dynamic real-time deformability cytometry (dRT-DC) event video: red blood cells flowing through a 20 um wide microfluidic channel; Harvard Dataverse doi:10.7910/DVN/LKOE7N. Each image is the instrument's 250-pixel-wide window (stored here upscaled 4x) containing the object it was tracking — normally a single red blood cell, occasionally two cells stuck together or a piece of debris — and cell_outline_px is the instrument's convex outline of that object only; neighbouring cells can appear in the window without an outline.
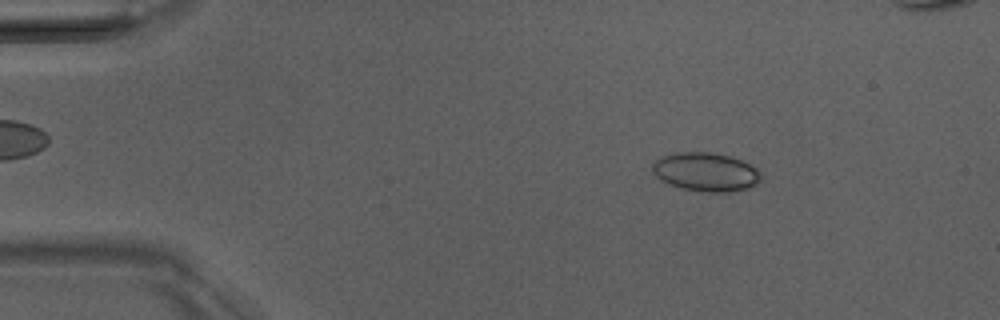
{"species": "Egyptian fruit bat (a non-hibernating species)", "species_latin": "Rousettus aegyptiacus", "temperature_condition": "room temperature", "stored_images_in_passage": 51, "camera_frame_rate_fps": 3000, "um_per_image_px": 0.085, "animal": {"sex": "male"}, "frame": {"image": 1, "passage_image": 7, "time_ms": 2.0, "image_size_px": [1000, 320], "cell_outline_px": [[760, 180], [756, 184], [748, 188], [728, 192], [700, 192], [680, 188], [668, 184], [660, 180], [652, 172], [652, 164], [656, 160], [664, 156], [680, 152], [712, 152], [728, 156], [740, 160], [756, 168], [760, 172]], "centroid_in_image_um": [59.96, 14.63], "position_along_channel_um": 25.0, "area_um2": 24.45}}
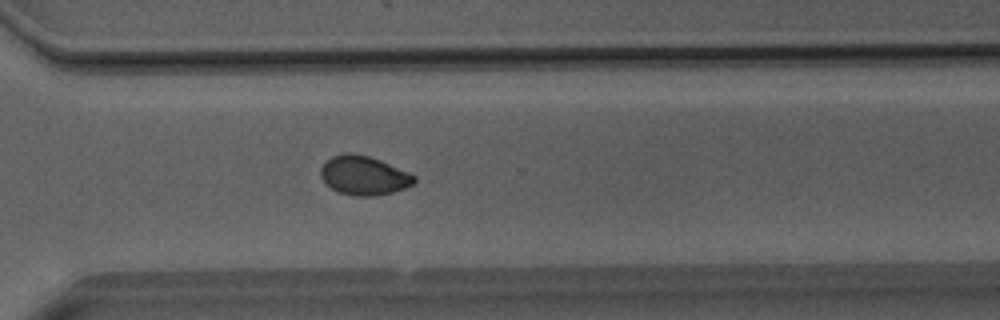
{"frame": {"image": 2, "passage_image": 36, "time_ms": 11.667, "image_size_px": [1000, 320], "cell_outline_px": [[416, 180], [412, 184], [404, 188], [392, 192], [376, 196], [356, 196], [340, 192], [332, 188], [320, 176], [320, 168], [332, 156], [344, 152], [348, 152], [368, 156], [380, 160], [408, 172], [416, 176]], "centroid_in_image_um": [30.93, 14.91], "position_along_channel_um": 339.7, "area_um2": 21.04}}
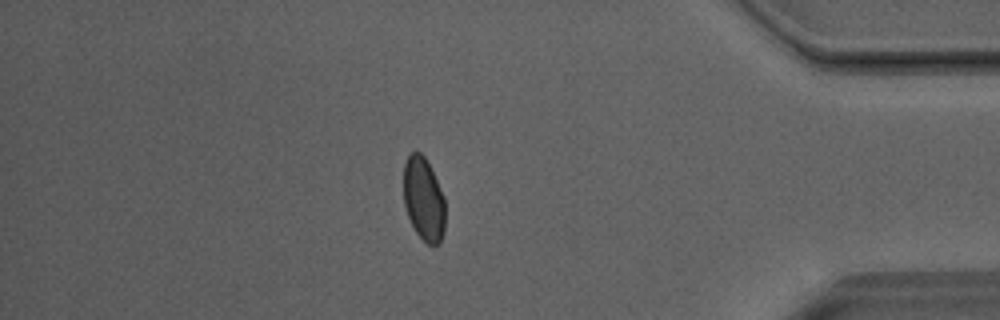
{"frame": {"image": 3, "passage_image": 43, "time_ms": 14.0, "image_size_px": [1000, 320], "cell_outline_px": [[444, 232], [440, 244], [428, 244], [416, 232], [408, 216], [404, 204], [404, 164], [408, 156], [412, 152], [420, 152], [424, 156], [444, 196]], "centroid_in_image_um": [36.01, 16.93], "position_along_channel_um": 399.2, "area_um2": 19.94}, "authors_computed_cell_mechanics": {"area_um2": 21.1548, "velocity_mm_per_s": 4.0438, "shape_relaxation_time_tau1_ms": 8.5748, "shape_relaxation_time_tau2_ms": 3.1004, "deformation_change_tau1": 0.1164, "deformation_change_tau2": 0.0435}}